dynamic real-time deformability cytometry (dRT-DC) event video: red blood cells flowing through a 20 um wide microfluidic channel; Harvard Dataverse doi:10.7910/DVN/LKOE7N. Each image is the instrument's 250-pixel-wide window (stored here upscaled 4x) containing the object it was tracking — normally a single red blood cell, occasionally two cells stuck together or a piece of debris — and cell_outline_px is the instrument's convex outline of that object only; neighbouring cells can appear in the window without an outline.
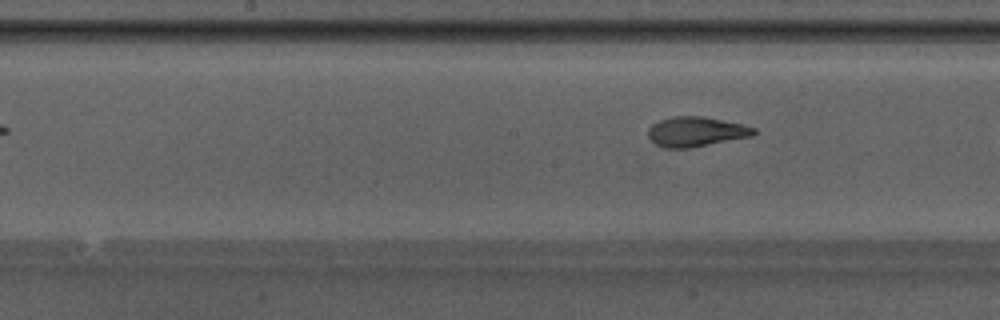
{"species": "Egyptian fruit bat (a non-hibernating species)", "species_latin": "Rousettus aegyptiacus", "temperature_condition": "warm", "stored_images_in_passage": 8, "camera_frame_rate_fps": 3000, "um_per_image_px": 0.085, "animal": {"sex": "male"}, "frame": {"image": 1, "passage_image": 8, "time_ms": 2.333, "image_size_px": [1000, 320], "cell_outline_px": [[756, 132], [752, 136], [692, 148], [664, 148], [656, 144], [648, 136], [648, 128], [652, 124], [660, 120], [672, 116], [700, 116], [740, 124], [756, 128]], "centroid_in_image_um": [59.13, 11.2], "position_along_channel_um": 189.1, "area_um2": 18.26}}